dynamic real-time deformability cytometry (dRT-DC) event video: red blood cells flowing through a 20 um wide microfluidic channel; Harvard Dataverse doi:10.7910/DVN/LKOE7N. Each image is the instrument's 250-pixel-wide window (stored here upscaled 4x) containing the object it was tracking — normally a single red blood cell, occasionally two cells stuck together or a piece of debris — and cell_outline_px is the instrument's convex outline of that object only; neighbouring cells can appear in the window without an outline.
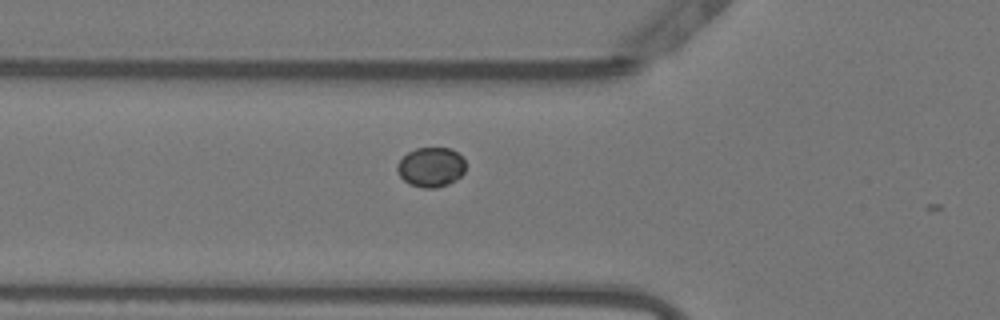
{"species": "Egyptian fruit bat (a non-hibernating species)", "species_latin": "Rousettus aegyptiacus", "temperature_condition": "warm", "stored_images_in_passage": 8, "camera_frame_rate_fps": 3000, "um_per_image_px": 0.085, "animal": {"sex": "female"}, "frame": {"image": 1, "passage_image": 3, "time_ms": 0.667, "image_size_px": [1000, 320], "cell_outline_px": [[464, 172], [456, 180], [448, 184], [436, 188], [424, 188], [408, 184], [400, 176], [396, 168], [396, 164], [408, 152], [416, 148], [452, 148], [464, 160]], "centroid_in_image_um": [36.61, 14.21], "position_along_channel_um": 89.2, "area_um2": 15.78}}
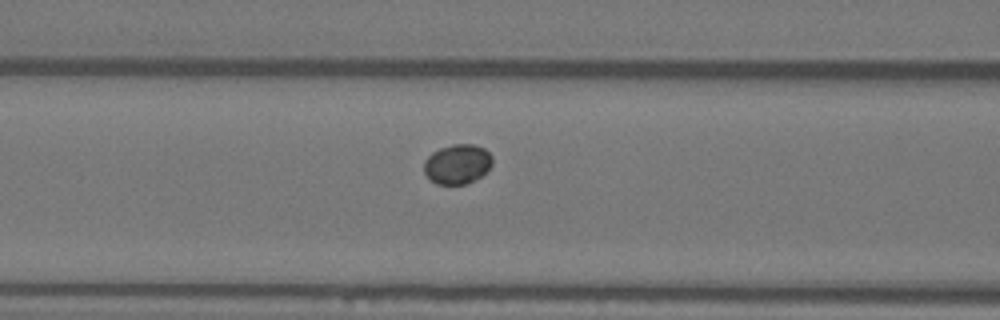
{"frame": {"image": 2, "passage_image": 6, "time_ms": 1.667, "image_size_px": [1000, 320], "cell_outline_px": [[492, 164], [480, 176], [468, 184], [436, 184], [424, 172], [424, 160], [432, 152], [440, 148], [452, 144], [472, 144], [484, 148], [492, 156]], "centroid_in_image_um": [38.86, 13.94], "position_along_channel_um": 127.7, "area_um2": 15.72}}